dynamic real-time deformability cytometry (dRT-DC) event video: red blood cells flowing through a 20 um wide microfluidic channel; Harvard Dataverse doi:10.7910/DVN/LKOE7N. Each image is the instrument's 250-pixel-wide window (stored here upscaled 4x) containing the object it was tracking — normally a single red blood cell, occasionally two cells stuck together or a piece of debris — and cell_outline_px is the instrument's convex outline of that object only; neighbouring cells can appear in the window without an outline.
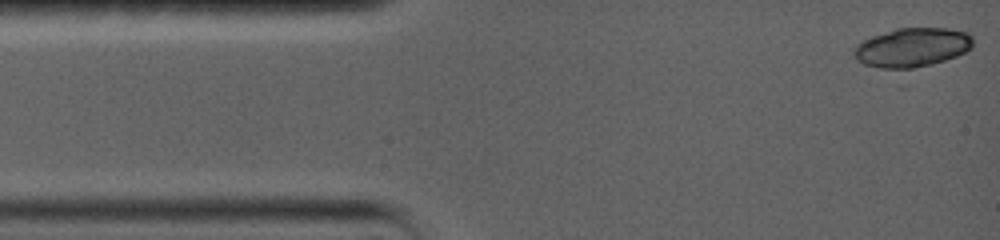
{"species": "common noctule bat (a hibernating species)", "species_latin": "Nyctalus noctula", "temperature_condition": "warm", "stored_images_in_passage": 9, "camera_frame_rate_fps": 5000, "um_per_image_px": 0.085, "animal": {"sex": "female", "body_mass_g": 19.0, "forearm_length_mm": 56.7}, "frame": {"image": 1, "passage_image": 1, "time_ms": 0.0, "image_size_px": [1000, 240], "cell_outline_px": [[972, 48], [956, 56], [932, 64], [900, 72], [880, 68], [864, 64], [856, 60], [852, 56], [852, 48], [856, 44], [872, 36], [896, 28], [948, 28], [968, 32], [972, 36]], "centroid_in_image_um": [77.48, 4.06], "position_along_channel_um": 7.5, "area_um2": 27.8}}